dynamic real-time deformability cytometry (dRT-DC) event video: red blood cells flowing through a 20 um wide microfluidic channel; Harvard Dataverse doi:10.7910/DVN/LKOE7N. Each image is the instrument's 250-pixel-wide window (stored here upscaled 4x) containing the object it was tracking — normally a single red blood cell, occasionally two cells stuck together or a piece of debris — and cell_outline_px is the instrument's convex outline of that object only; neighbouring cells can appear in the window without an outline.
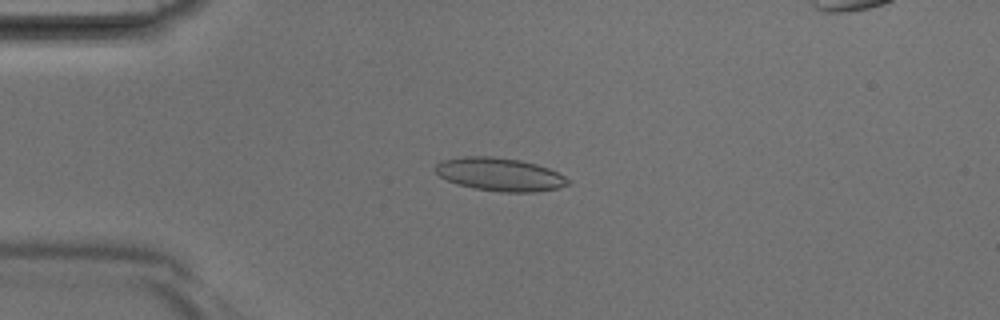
{"species": "Egyptian fruit bat (a non-hibernating species)", "species_latin": "Rousettus aegyptiacus", "temperature_condition": "room temperature", "stored_images_in_passage": 38, "camera_frame_rate_fps": 3000, "um_per_image_px": 0.085, "animal": {"sex": "male"}, "frame": {"image": 1, "passage_image": 10, "time_ms": 3.0, "image_size_px": [1000, 320], "cell_outline_px": [[572, 180], [568, 184], [556, 188], [536, 192], [500, 192], [476, 188], [460, 184], [448, 180], [440, 176], [436, 172], [436, 164], [440, 160], [464, 156], [492, 156], [520, 160], [536, 164], [548, 168]], "centroid_in_image_um": [42.49, 14.81], "position_along_channel_um": 42.5, "area_um2": 25.43}}
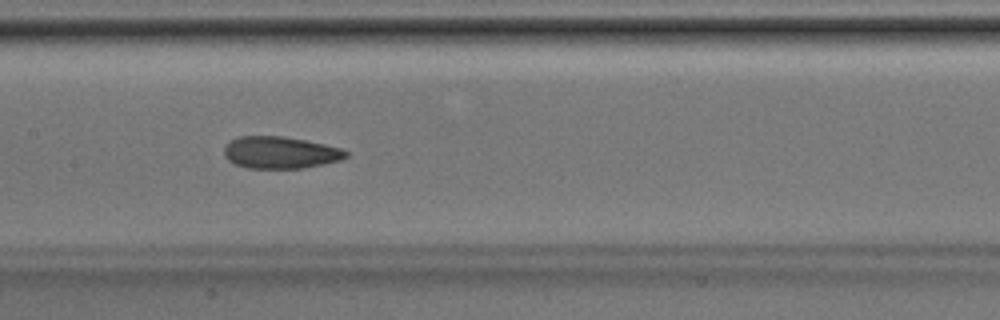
{"frame": {"image": 2, "passage_image": 20, "time_ms": 6.333, "image_size_px": [1000, 320], "cell_outline_px": [[348, 156], [340, 160], [324, 164], [304, 168], [248, 168], [236, 164], [228, 160], [224, 156], [224, 144], [228, 140], [236, 136], [284, 136], [324, 144], [340, 148], [348, 152]], "centroid_in_image_um": [23.78, 12.96], "position_along_channel_um": 183.6, "area_um2": 22.89}}
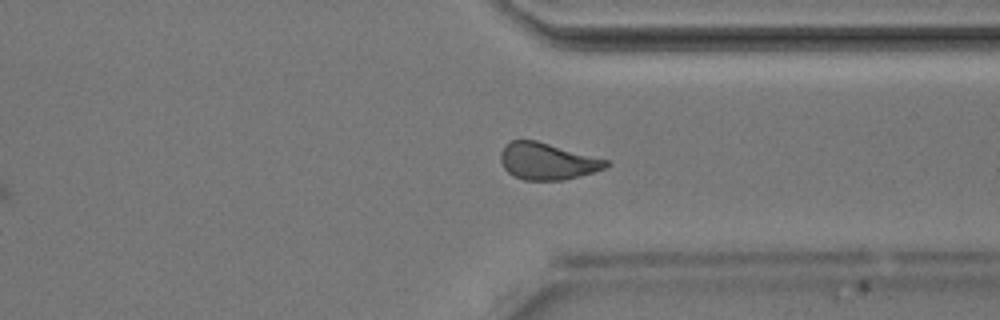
{"frame": {"image": 3, "passage_image": 31, "time_ms": 10.0, "image_size_px": [1000, 320], "cell_outline_px": [[612, 164], [604, 168], [592, 172], [564, 180], [524, 180], [508, 172], [504, 168], [500, 160], [500, 152], [504, 144], [512, 140], [536, 140], [608, 160]], "centroid_in_image_um": [46.49, 13.7], "position_along_channel_um": 364.9, "area_um2": 22.48}}